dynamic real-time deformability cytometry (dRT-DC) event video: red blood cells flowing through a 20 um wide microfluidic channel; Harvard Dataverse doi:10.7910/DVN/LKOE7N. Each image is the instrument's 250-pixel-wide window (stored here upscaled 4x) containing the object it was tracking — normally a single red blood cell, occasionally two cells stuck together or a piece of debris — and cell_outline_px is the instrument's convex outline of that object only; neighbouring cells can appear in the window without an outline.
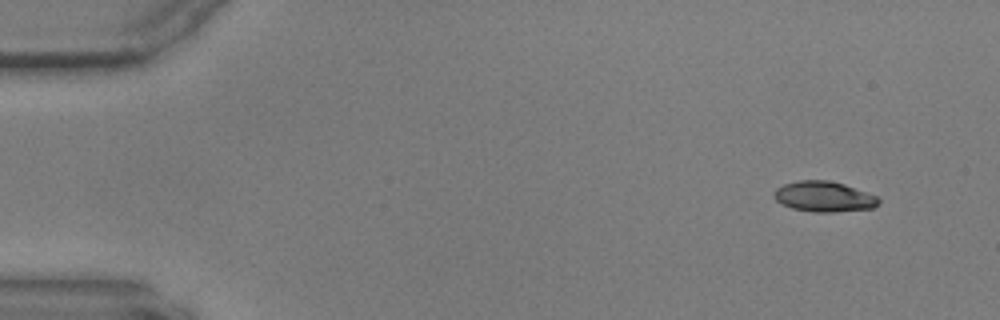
{"species": "common noctule bat (a hibernating species)", "species_latin": "Nyctalus noctula", "temperature_condition": "warm", "stored_images_in_passage": 54, "camera_frame_rate_fps": 3000, "um_per_image_px": 0.085, "animal": {"sex": "male", "body_mass_g": 17.9, "forearm_length_mm": 54.2}, "frame": {"image": 1, "passage_image": 1, "time_ms": 0.0, "image_size_px": [1000, 320], "cell_outline_px": [[880, 204], [872, 208], [832, 212], [816, 212], [792, 208], [776, 200], [772, 192], [776, 188], [784, 184], [796, 180], [828, 180], [844, 184], [876, 196], [880, 200]], "centroid_in_image_um": [70.02, 16.7], "position_along_channel_um": 15.0, "area_um2": 18.44}}
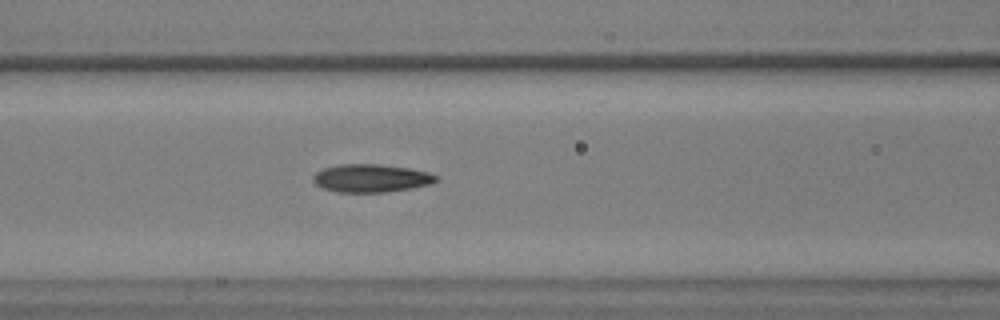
{"frame": {"image": 2, "passage_image": 21, "time_ms": 6.667, "image_size_px": [1000, 320], "cell_outline_px": [[436, 180], [428, 184], [412, 188], [388, 192], [336, 192], [324, 188], [316, 184], [312, 180], [312, 176], [316, 172], [324, 168], [340, 164], [376, 164], [408, 168], [428, 172], [436, 176]], "centroid_in_image_um": [31.49, 15.15], "position_along_channel_um": 135.1, "area_um2": 19.88}}
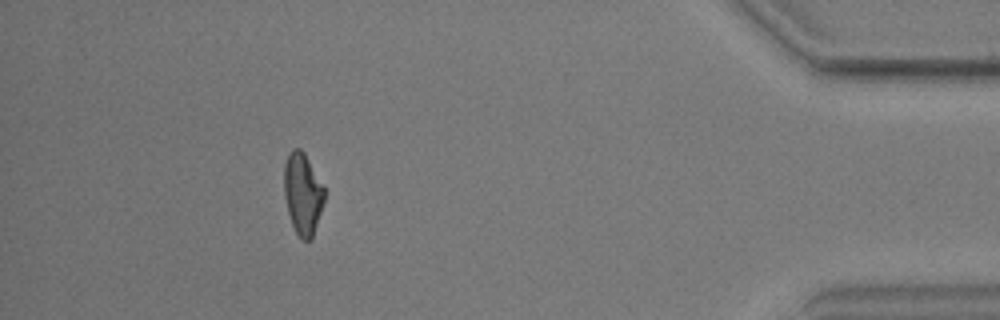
{"frame": {"image": 3, "passage_image": 49, "time_ms": 16.0, "image_size_px": [1000, 320], "cell_outline_px": [[324, 200], [312, 240], [304, 240], [296, 232], [292, 224], [288, 212], [284, 196], [284, 164], [288, 152], [292, 148], [300, 148], [304, 152], [324, 188]], "centroid_in_image_um": [25.71, 16.44], "position_along_channel_um": 409.5, "area_um2": 19.02}}